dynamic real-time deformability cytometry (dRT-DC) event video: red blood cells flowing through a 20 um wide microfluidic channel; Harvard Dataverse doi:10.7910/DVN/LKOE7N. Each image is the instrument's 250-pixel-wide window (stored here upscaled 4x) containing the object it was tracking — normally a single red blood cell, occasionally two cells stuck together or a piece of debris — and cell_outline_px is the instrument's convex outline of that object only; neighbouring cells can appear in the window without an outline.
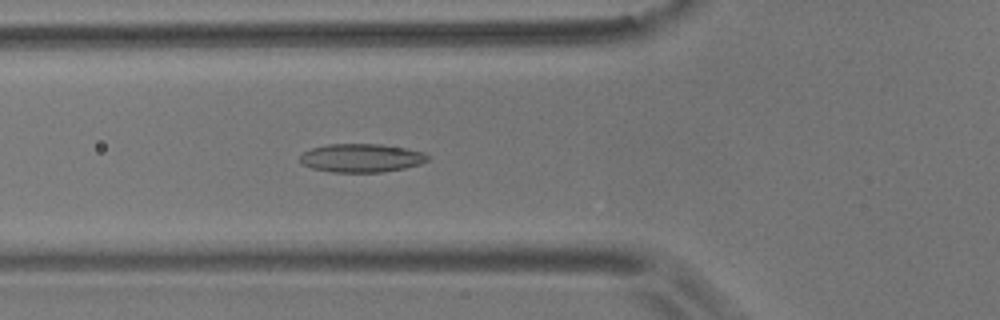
{"species": "common noctule bat (a hibernating species)", "species_latin": "Nyctalus noctula", "temperature_condition": "room temperature", "stored_images_in_passage": 56, "camera_frame_rate_fps": 3000, "um_per_image_px": 0.085, "animal": {"sex": "male", "body_mass_g": 17.9}, "frame": {"image": 1, "passage_image": 20, "time_ms": 6.333, "image_size_px": [1000, 320], "cell_outline_px": [[428, 160], [420, 164], [404, 168], [380, 172], [332, 172], [312, 168], [304, 164], [300, 160], [300, 156], [304, 152], [312, 148], [328, 144], [380, 144], [404, 148], [424, 152], [428, 156]], "centroid_in_image_um": [30.72, 13.42], "position_along_channel_um": 95.1, "area_um2": 20.98}}
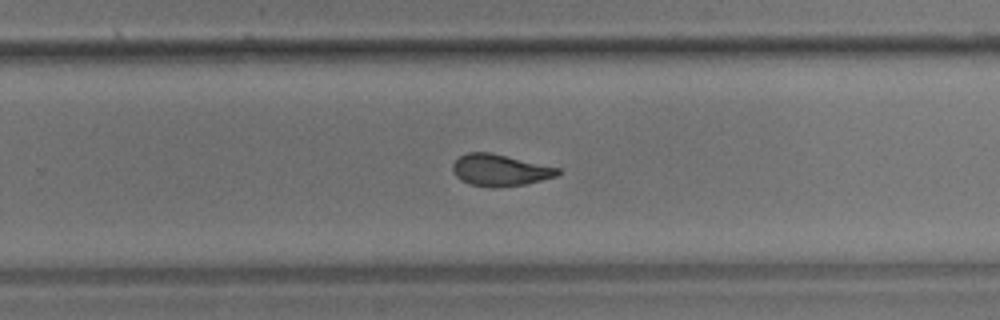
{"frame": {"image": 2, "passage_image": 36, "time_ms": 11.667, "image_size_px": [1000, 320], "cell_outline_px": [[560, 172], [556, 176], [524, 184], [488, 188], [468, 184], [460, 180], [452, 172], [452, 164], [460, 156], [468, 152], [488, 152], [560, 168]], "centroid_in_image_um": [42.44, 14.47], "position_along_channel_um": 287.4, "area_um2": 19.25}}
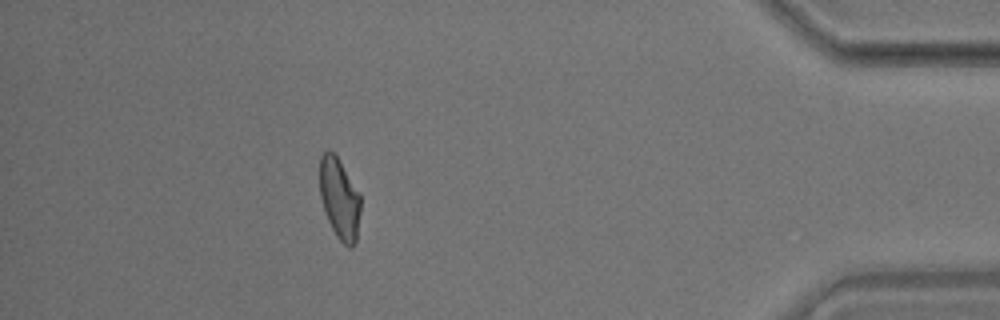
{"frame": {"image": 3, "passage_image": 50, "time_ms": 16.333, "image_size_px": [1000, 320], "cell_outline_px": [[360, 212], [356, 244], [352, 248], [348, 248], [336, 236], [324, 212], [320, 196], [320, 156], [328, 148], [336, 156], [360, 196]], "centroid_in_image_um": [28.84, 16.94], "position_along_channel_um": 406.4, "area_um2": 19.07}, "authors_computed_cell_mechanics": {"area_um2": 20.0566, "velocity_mm_per_s": 3.6007, "shape_relaxation_time_tau1_ms": null, "shape_relaxation_time_tau2_ms": 2.6082, "deformation_change_tau1": null, "deformation_change_tau2": 0.0919}}